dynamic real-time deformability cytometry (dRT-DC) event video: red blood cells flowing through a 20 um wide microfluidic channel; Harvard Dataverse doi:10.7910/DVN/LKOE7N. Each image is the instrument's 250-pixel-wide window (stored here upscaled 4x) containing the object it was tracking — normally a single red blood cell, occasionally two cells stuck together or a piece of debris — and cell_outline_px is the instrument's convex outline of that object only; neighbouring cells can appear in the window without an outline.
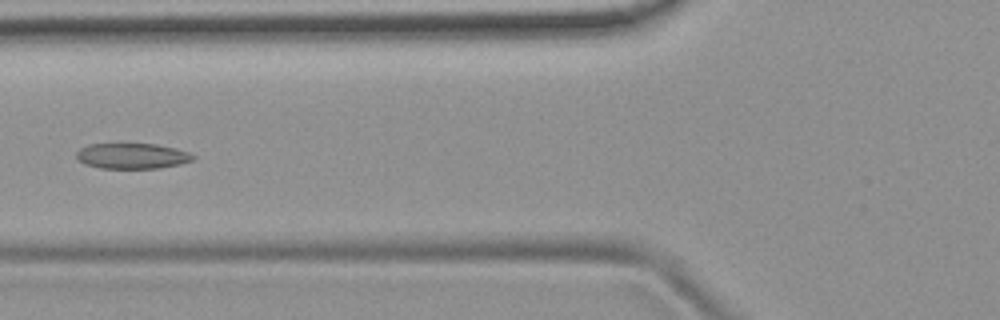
{"species": "common noctule bat (a hibernating species)", "species_latin": "Nyctalus noctula", "temperature_condition": "room temperature", "stored_images_in_passage": 6, "camera_frame_rate_fps": 3000, "um_per_image_px": 0.085, "animal": {"sex": "female", "body_mass_g": 19.9}, "frame": {"image": 1, "passage_image": 5, "time_ms": 1.333, "image_size_px": [1000, 320], "cell_outline_px": [[196, 156], [192, 160], [180, 164], [160, 168], [100, 168], [84, 164], [76, 160], [76, 152], [80, 148], [88, 144], [156, 144], [176, 148], [188, 152]], "centroid_in_image_um": [11.2, 13.26], "position_along_channel_um": 114.6, "area_um2": 17.46}}
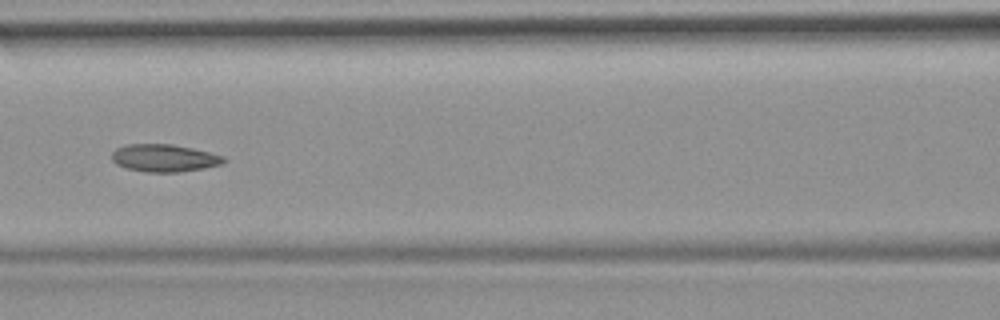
{"frame": {"image": 2, "passage_image": 6, "time_ms": 1.667, "image_size_px": [1000, 320], "cell_outline_px": [[228, 160], [220, 164], [204, 168], [180, 172], [144, 172], [124, 168], [116, 164], [112, 160], [112, 152], [116, 148], [124, 144], [172, 144], [192, 148], [224, 156]], "centroid_in_image_um": [13.93, 13.43], "position_along_channel_um": 152.7, "area_um2": 18.09}}